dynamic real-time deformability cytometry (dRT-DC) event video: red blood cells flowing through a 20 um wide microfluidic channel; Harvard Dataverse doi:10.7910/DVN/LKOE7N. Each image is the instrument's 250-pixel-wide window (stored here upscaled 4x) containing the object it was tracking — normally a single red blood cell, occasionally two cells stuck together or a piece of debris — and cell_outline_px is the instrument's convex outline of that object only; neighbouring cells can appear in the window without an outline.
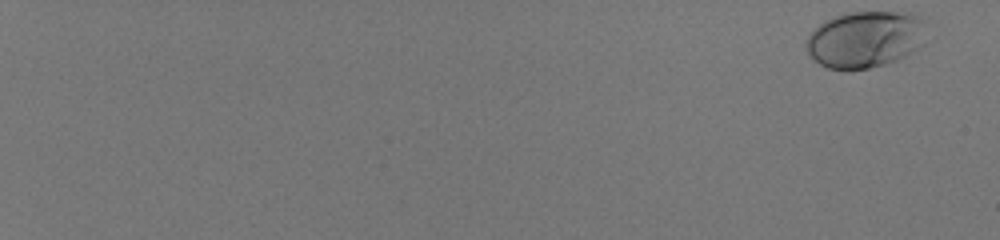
{"species": "human", "species_latin": "Homo sapiens", "temperature_condition": "room temperature", "stored_images_in_passage": 4, "camera_frame_rate_fps": 3000, "um_per_image_px": 0.085, "donor": {"sex": "male"}, "frame": {"image": 1, "passage_image": 1, "time_ms": 0.0, "image_size_px": [1000, 240], "cell_outline_px": [[924, 44], [920, 48], [896, 60], [884, 64], [868, 68], [848, 72], [828, 68], [820, 64], [808, 52], [808, 36], [824, 20], [836, 16], [852, 12], [916, 12], [924, 20]], "centroid_in_image_um": [73.59, 3.35], "position_along_channel_um": 11.4, "area_um2": 39.88}}